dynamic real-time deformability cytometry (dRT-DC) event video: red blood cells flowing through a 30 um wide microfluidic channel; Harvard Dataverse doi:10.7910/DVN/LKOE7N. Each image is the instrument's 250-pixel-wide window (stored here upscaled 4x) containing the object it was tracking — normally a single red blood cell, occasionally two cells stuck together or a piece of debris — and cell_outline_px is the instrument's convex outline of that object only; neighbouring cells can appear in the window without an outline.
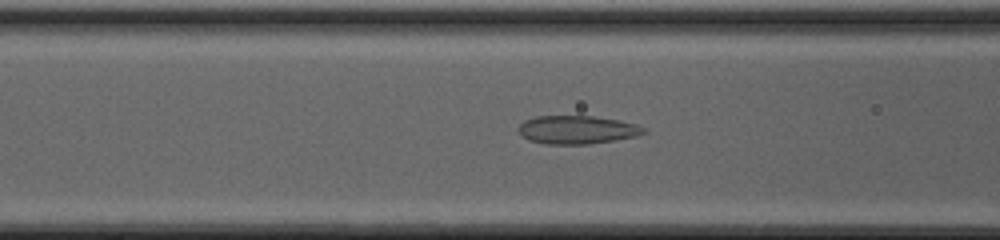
{"species": "common noctule bat (a hibernating species)", "species_latin": "Nyctalus noctula", "temperature_condition": "cold", "stored_images_in_passage": 34, "camera_frame_rate_fps": 3000, "um_per_image_px": 0.085, "animal": {"sex": "female", "body_mass_g": 20.0, "forearm_length_mm": 54.0}, "frame": {"image": 1, "passage_image": 6, "time_ms": 1.667, "image_size_px": [1000, 240], "cell_outline_px": [[648, 132], [636, 136], [616, 140], [588, 144], [548, 144], [528, 140], [516, 128], [524, 120], [536, 116], [592, 116], [620, 120], [636, 124], [644, 128]], "centroid_in_image_um": [49.06, 11.03], "position_along_channel_um": 117.5, "area_um2": 20.69}}
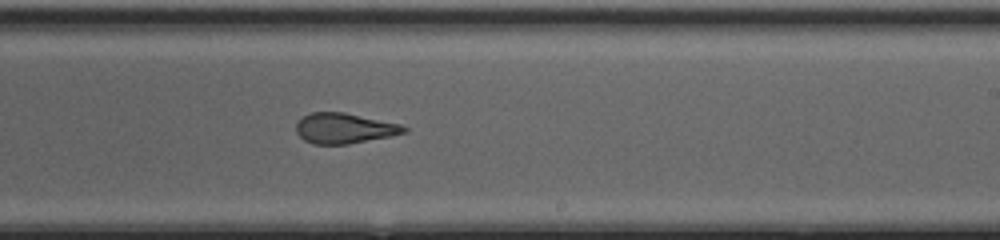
{"frame": {"image": 2, "passage_image": 16, "time_ms": 5.0, "image_size_px": [1000, 240], "cell_outline_px": [[408, 132], [348, 144], [312, 144], [304, 140], [296, 132], [296, 124], [304, 116], [312, 112], [344, 112], [400, 124], [408, 128]], "centroid_in_image_um": [29.25, 10.9], "position_along_channel_um": 259.7, "area_um2": 18.9}}
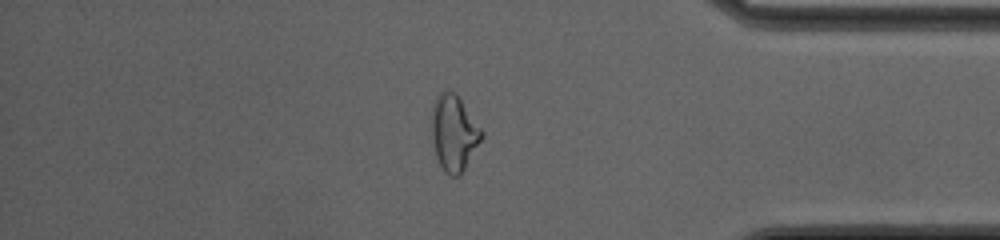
{"frame": {"image": 3, "passage_image": 27, "time_ms": 8.667, "image_size_px": [1000, 240], "cell_outline_px": [[484, 136], [460, 176], [452, 176], [444, 172], [436, 156], [432, 140], [432, 104], [436, 96], [440, 92], [456, 92], [484, 132]], "centroid_in_image_um": [38.59, 11.3], "position_along_channel_um": 396.6, "area_um2": 22.14}, "authors_computed_cell_mechanics": {"area_um2": 20.519, "velocity_mm_per_s": 4.2771, "shape_relaxation_time_tau1_ms": null, "shape_relaxation_time_tau2_ms": 1.205, "deformation_change_tau1": null, "deformation_change_tau2": 0.0868}}